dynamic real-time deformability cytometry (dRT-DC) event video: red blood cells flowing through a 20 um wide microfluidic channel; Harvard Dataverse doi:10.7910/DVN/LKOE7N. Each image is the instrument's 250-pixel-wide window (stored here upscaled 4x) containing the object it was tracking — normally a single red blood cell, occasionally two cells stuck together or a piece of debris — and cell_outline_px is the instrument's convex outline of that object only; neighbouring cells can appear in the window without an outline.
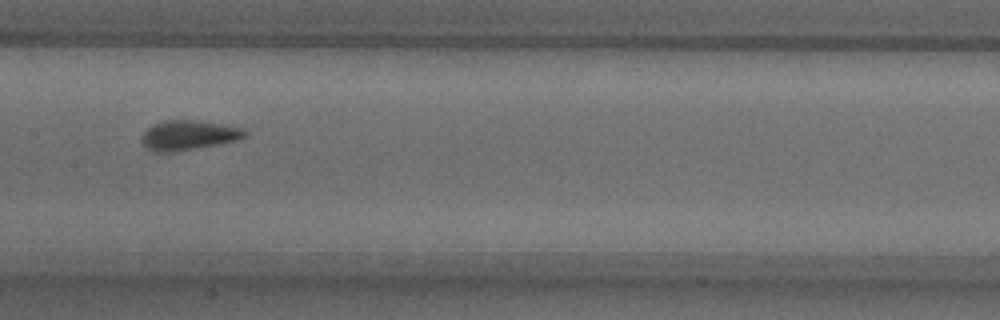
{"species": "common noctule bat (a hibernating species)", "species_latin": "Nyctalus noctula", "temperature_condition": "warm", "stored_images_in_passage": 38, "camera_frame_rate_fps": 3000, "um_per_image_px": 0.085, "animal": {"sex": "male", "body_mass_g": 18.8}, "frame": {"image": 1, "passage_image": 11, "time_ms": 3.333, "image_size_px": [1000, 320], "cell_outline_px": [[244, 136], [240, 140], [168, 152], [152, 152], [144, 148], [140, 140], [140, 136], [152, 124], [164, 120], [196, 120], [244, 128]], "centroid_in_image_um": [15.93, 11.49], "position_along_channel_um": 191.5, "area_um2": 17.74}}
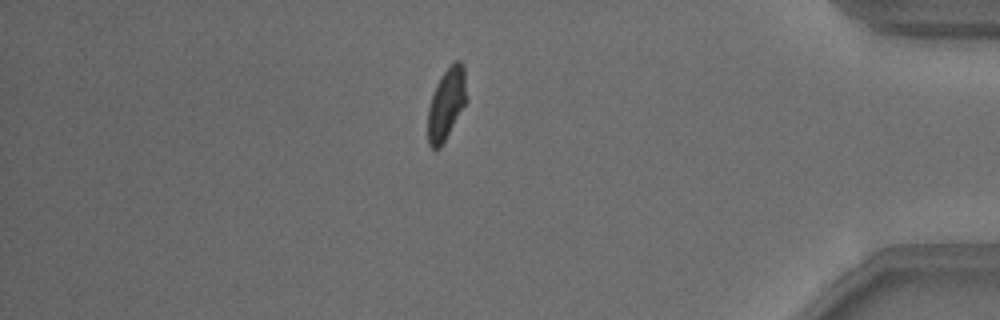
{"frame": {"image": 2, "passage_image": 30, "time_ms": 9.667, "image_size_px": [1000, 320], "cell_outline_px": [[468, 100], [440, 148], [432, 148], [428, 144], [428, 108], [436, 84], [440, 76], [456, 60], [460, 60], [464, 64]], "centroid_in_image_um": [37.97, 8.8], "position_along_channel_um": 397.2, "area_um2": 16.24}}
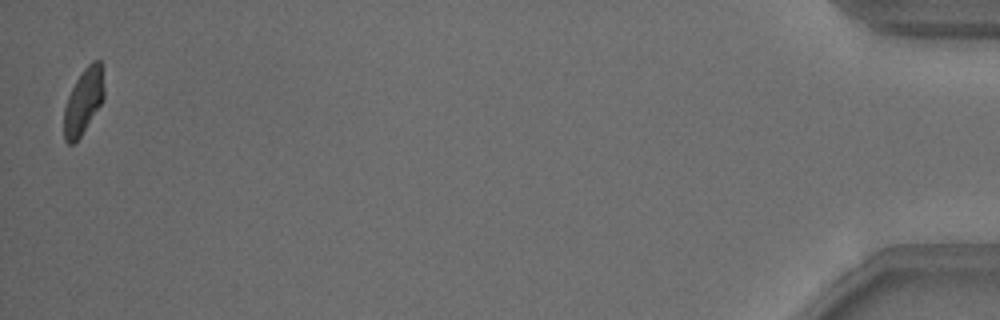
{"frame": {"image": 3, "passage_image": 37, "time_ms": 12.0, "image_size_px": [1000, 320], "cell_outline_px": [[104, 100], [80, 136], [72, 144], [68, 144], [64, 140], [64, 108], [68, 96], [76, 80], [84, 68], [92, 60], [100, 60], [104, 88]], "centroid_in_image_um": [7.09, 8.6], "position_along_channel_um": 428.1, "area_um2": 15.2}, "authors_computed_cell_mechanics": {"area_um2": 16.7909, "velocity_mm_per_s": 3.8705, "shape_relaxation_time_tau1_ms": 4.4689, "shape_relaxation_time_tau2_ms": 0.8668, "deformation_change_tau1": 0.1481, "deformation_change_tau2": 0.0668}}